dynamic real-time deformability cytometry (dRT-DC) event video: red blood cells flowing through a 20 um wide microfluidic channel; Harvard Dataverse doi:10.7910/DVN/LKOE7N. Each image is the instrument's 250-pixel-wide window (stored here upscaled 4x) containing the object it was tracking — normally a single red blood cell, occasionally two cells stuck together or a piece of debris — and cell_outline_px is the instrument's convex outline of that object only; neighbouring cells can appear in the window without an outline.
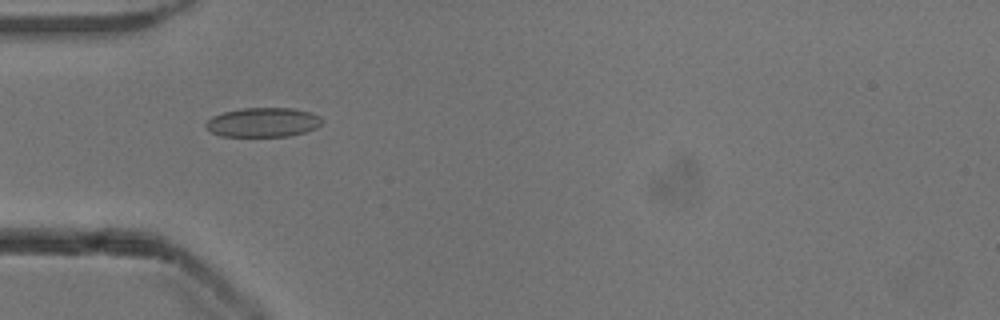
{"species": "common noctule bat (a hibernating species)", "species_latin": "Nyctalus noctula", "temperature_condition": "cold", "stored_images_in_passage": 38, "camera_frame_rate_fps": 3000, "um_per_image_px": 0.085, "animal": {"sex": "male", "body_mass_g": 13.3}, "frame": {"image": 1, "passage_image": 2, "time_ms": 0.333, "image_size_px": [1000, 320], "cell_outline_px": [[324, 120], [316, 128], [292, 136], [220, 136], [208, 132], [204, 128], [204, 124], [212, 116], [224, 112], [240, 108], [292, 108], [312, 112], [320, 116]], "centroid_in_image_um": [22.33, 10.4], "position_along_channel_um": 62.7, "area_um2": 20.17}}
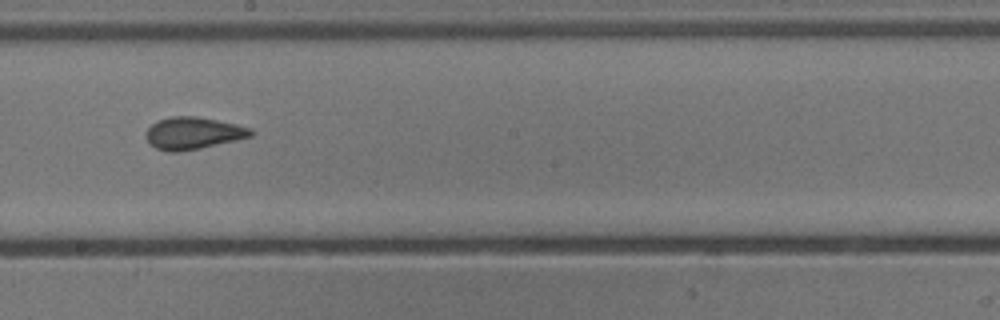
{"frame": {"image": 2, "passage_image": 15, "time_ms": 4.667, "image_size_px": [1000, 320], "cell_outline_px": [[256, 132], [252, 136], [236, 140], [200, 148], [180, 152], [168, 152], [156, 148], [144, 136], [144, 132], [156, 120], [172, 116], [196, 116], [236, 124], [252, 128]], "centroid_in_image_um": [16.41, 11.31], "position_along_channel_um": 231.8, "area_um2": 19.77}}
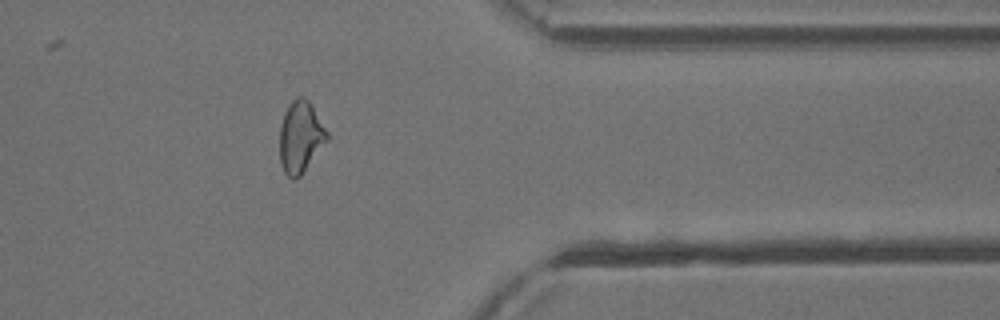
{"frame": {"image": 3, "passage_image": 28, "time_ms": 9.0, "image_size_px": [1000, 320], "cell_outline_px": [[328, 140], [300, 176], [296, 180], [292, 180], [284, 172], [280, 160], [280, 128], [284, 112], [292, 100], [296, 96], [304, 96], [308, 100], [328, 132]], "centroid_in_image_um": [25.53, 11.64], "position_along_channel_um": 385.9, "area_um2": 19.71}, "authors_computed_cell_mechanics": {"area_um2": 19.5075, "velocity_mm_per_s": 3.9163, "shape_relaxation_time_tau1_ms": null, "shape_relaxation_time_tau2_ms": 1.1399, "deformation_change_tau1": null, "deformation_change_tau2": 0.0796}}